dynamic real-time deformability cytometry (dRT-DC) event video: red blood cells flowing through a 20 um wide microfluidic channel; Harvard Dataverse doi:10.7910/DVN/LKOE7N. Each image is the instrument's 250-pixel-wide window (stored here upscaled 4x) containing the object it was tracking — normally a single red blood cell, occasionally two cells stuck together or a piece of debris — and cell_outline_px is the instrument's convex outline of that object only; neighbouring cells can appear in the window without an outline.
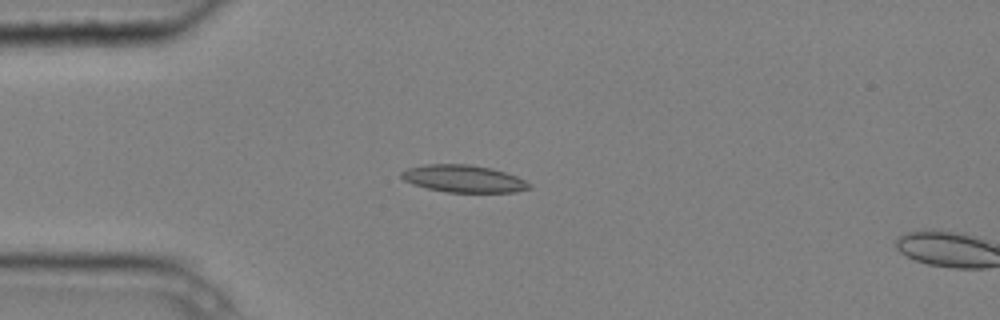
{"species": "common noctule bat (a hibernating species)", "species_latin": "Nyctalus noctula", "temperature_condition": "cold", "stored_images_in_passage": 4, "camera_frame_rate_fps": 3000, "um_per_image_px": 0.085, "animal": {"sex": "male", "body_mass_g": 20.4}, "frame": {"image": 1, "passage_image": 3, "time_ms": 0.667, "image_size_px": [1000, 320], "cell_outline_px": [[532, 188], [516, 192], [448, 192], [428, 188], [412, 184], [404, 180], [400, 176], [400, 172], [408, 168], [424, 164], [468, 164], [492, 168], [516, 176], [532, 184]], "centroid_in_image_um": [39.4, 15.19], "position_along_channel_um": 45.6, "area_um2": 20.35}}